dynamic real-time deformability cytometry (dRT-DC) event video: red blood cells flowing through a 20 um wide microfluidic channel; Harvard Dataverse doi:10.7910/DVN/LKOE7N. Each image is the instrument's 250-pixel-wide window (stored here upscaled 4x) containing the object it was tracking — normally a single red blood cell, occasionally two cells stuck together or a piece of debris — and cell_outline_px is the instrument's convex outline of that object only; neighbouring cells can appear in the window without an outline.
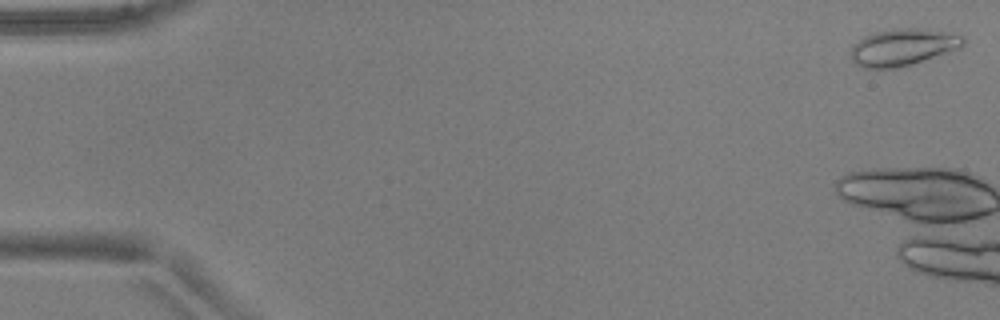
{"species": "common noctule bat (a hibernating species)", "species_latin": "Nyctalus noctula", "temperature_condition": "warm", "stored_images_in_passage": 13, "camera_frame_rate_fps": 3000, "um_per_image_px": 0.085, "animal": {"sex": "male", "body_mass_g": 17.9, "forearm_length_mm": 54.2}, "frame": {"image": 1, "passage_image": 1, "time_ms": 0.0, "image_size_px": [1000, 320], "cell_outline_px": [[964, 44], [960, 48], [912, 64], [896, 68], [860, 68], [852, 60], [852, 44], [864, 36], [872, 32], [896, 28], [916, 28], [964, 36]], "centroid_in_image_um": [76.69, 4.02], "position_along_channel_um": 8.3, "area_um2": 23.99}}